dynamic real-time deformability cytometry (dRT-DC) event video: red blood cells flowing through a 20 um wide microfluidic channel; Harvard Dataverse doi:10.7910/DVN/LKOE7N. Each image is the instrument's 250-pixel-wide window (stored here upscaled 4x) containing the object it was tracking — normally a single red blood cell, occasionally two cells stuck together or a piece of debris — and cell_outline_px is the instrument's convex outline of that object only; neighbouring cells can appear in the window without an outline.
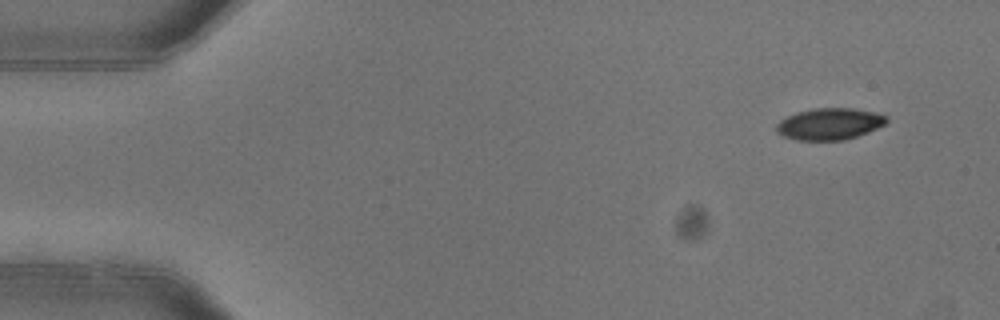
{"species": "common noctule bat (a hibernating species)", "species_latin": "Nyctalus noctula", "temperature_condition": "warm", "stored_images_in_passage": 4, "camera_frame_rate_fps": 3000, "um_per_image_px": 0.085, "animal": {"sex": "female"}, "frame": {"image": 1, "passage_image": 1, "time_ms": 0.0, "image_size_px": [1000, 320], "cell_outline_px": [[888, 120], [884, 124], [868, 132], [844, 140], [796, 140], [784, 136], [776, 132], [776, 124], [780, 120], [796, 112], [812, 108], [852, 108], [876, 112], [888, 116]], "centroid_in_image_um": [70.5, 10.52], "position_along_channel_um": 14.5, "area_um2": 20.35}}
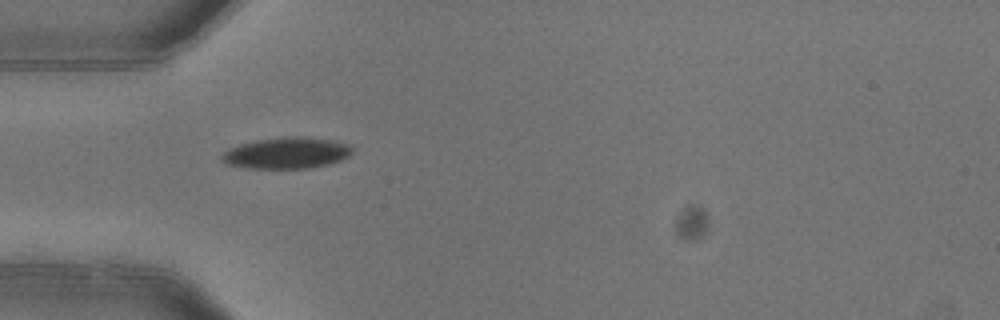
{"frame": {"image": 2, "passage_image": 4, "time_ms": 1.0, "image_size_px": [1000, 320], "cell_outline_px": [[352, 152], [348, 156], [340, 160], [328, 164], [308, 168], [248, 168], [224, 164], [220, 160], [220, 156], [228, 148], [240, 144], [256, 140], [288, 136], [300, 136], [328, 140], [348, 144], [352, 148]], "centroid_in_image_um": [24.3, 13.01], "position_along_channel_um": 60.7, "area_um2": 23.7}}